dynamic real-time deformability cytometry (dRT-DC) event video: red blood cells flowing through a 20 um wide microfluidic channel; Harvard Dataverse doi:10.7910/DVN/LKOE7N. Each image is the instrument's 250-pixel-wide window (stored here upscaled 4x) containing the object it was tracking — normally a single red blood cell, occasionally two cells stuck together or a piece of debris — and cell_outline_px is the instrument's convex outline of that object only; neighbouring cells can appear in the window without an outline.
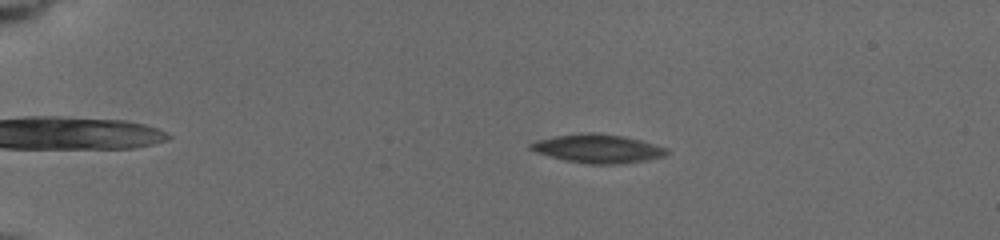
{"species": "common noctule bat (a hibernating species)", "species_latin": "Nyctalus noctula", "temperature_condition": "cold", "stored_images_in_passage": 8, "camera_frame_rate_fps": 3000, "um_per_image_px": 0.085, "animal": {"sex": "female", "body_mass_g": 19.5, "forearm_length_mm": 54.1}, "frame": {"image": 1, "passage_image": 4, "time_ms": 3.667, "image_size_px": [1000, 240], "cell_outline_px": [[668, 152], [664, 156], [648, 160], [620, 164], [588, 164], [564, 160], [536, 152], [528, 148], [528, 144], [536, 140], [556, 136], [580, 132], [600, 132], [624, 136], [640, 140], [668, 148]], "centroid_in_image_um": [50.8, 12.62], "position_along_channel_um": 34.2, "area_um2": 22.95}}
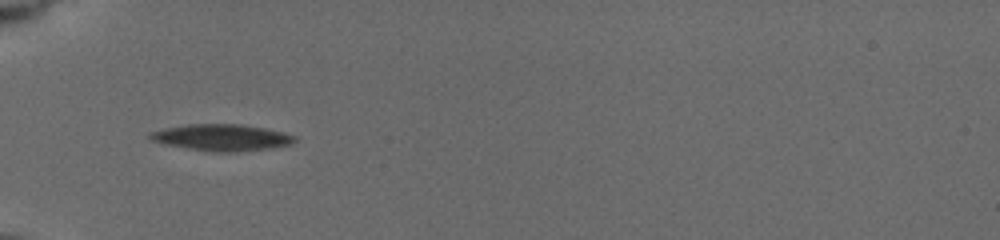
{"frame": {"image": 2, "passage_image": 7, "time_ms": 6.333, "image_size_px": [1000, 240], "cell_outline_px": [[296, 140], [292, 144], [268, 148], [232, 152], [216, 152], [188, 148], [164, 144], [148, 140], [148, 132], [164, 128], [188, 124], [240, 124], [264, 128], [284, 132], [296, 136]], "centroid_in_image_um": [18.8, 11.68], "position_along_channel_um": 66.2, "area_um2": 22.37}}
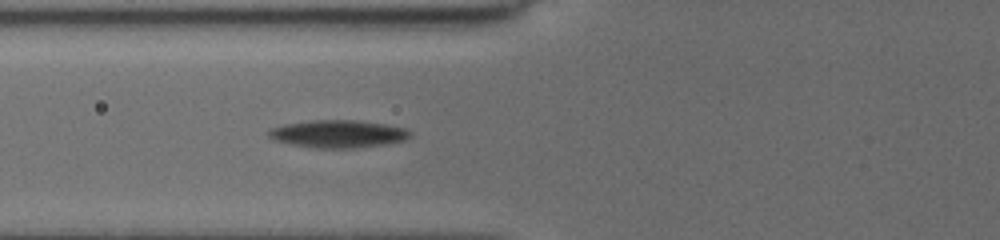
{"frame": {"image": 3, "passage_image": 8, "time_ms": 7.333, "image_size_px": [1000, 240], "cell_outline_px": [[412, 136], [404, 140], [384, 144], [356, 148], [316, 148], [292, 144], [276, 140], [268, 136], [268, 132], [272, 128], [284, 124], [312, 120], [356, 120], [388, 124], [404, 128], [412, 132]], "centroid_in_image_um": [28.78, 11.37], "position_along_channel_um": 97.0, "area_um2": 22.72}}